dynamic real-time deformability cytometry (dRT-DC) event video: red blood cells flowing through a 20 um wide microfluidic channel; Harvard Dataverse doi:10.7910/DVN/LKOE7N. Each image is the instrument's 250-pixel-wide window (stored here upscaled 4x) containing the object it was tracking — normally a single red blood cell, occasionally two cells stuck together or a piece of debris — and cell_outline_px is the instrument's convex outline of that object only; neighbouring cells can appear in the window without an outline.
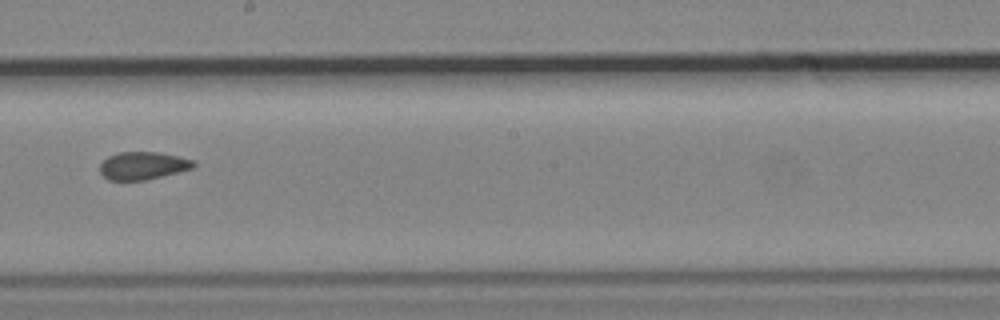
{"species": "common noctule bat (a hibernating species)", "species_latin": "Nyctalus noctula", "temperature_condition": "cold", "stored_images_in_passage": 10, "camera_frame_rate_fps": 3000, "um_per_image_px": 0.085, "animal": {"sex": "male", "body_mass_g": 19.2, "forearm_length_mm": 51.8}, "frame": {"image": 1, "passage_image": 9, "time_ms": 10.0, "image_size_px": [1000, 320], "cell_outline_px": [[196, 164], [192, 168], [144, 180], [108, 180], [100, 172], [100, 164], [108, 156], [120, 152], [160, 152], [192, 160]], "centroid_in_image_um": [12.1, 14.07], "position_along_channel_um": 236.1, "area_um2": 14.85}}
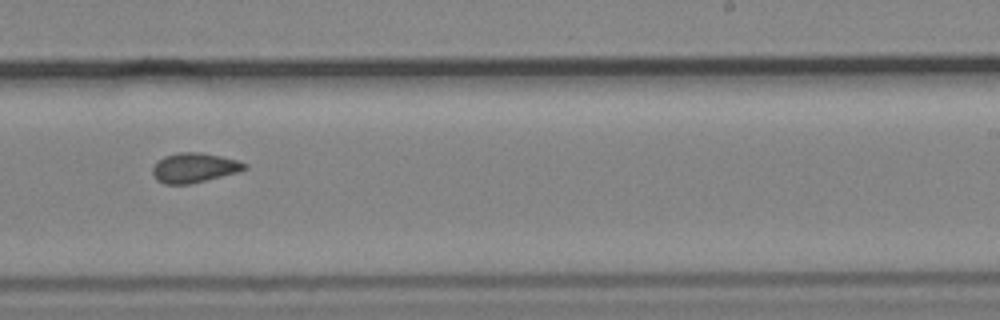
{"frame": {"image": 2, "passage_image": 10, "time_ms": 11.0, "image_size_px": [1000, 320], "cell_outline_px": [[248, 168], [240, 172], [188, 184], [164, 184], [156, 180], [152, 172], [152, 168], [156, 160], [164, 156], [180, 152], [200, 152], [220, 156], [236, 160], [248, 164]], "centroid_in_image_um": [16.5, 14.25], "position_along_channel_um": 272.5, "area_um2": 16.01}}